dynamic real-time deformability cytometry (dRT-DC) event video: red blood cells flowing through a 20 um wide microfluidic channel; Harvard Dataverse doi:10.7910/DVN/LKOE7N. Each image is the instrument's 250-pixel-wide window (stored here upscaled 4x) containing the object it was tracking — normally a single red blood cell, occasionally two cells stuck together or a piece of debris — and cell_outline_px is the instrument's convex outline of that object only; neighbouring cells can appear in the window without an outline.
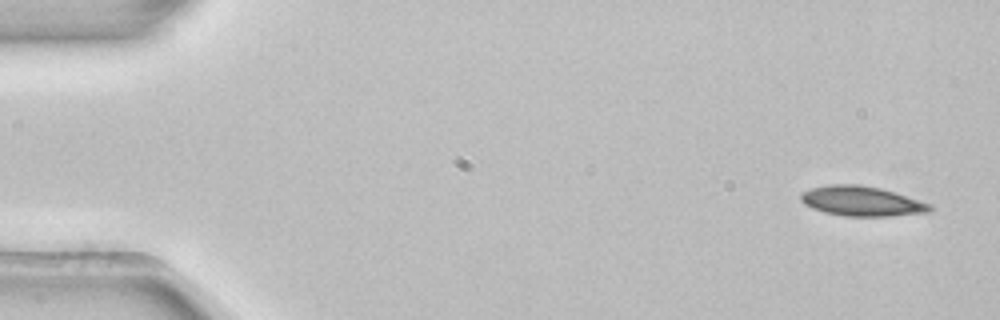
{"species": "common noctule bat (a hibernating species)", "species_latin": "Nyctalus noctula", "temperature_condition": "room temperature", "stored_images_in_passage": 3, "camera_frame_rate_fps": 3000, "um_per_image_px": 0.085, "animal": {"sex": "female", "body_mass_g": 22.7, "forearm_length_mm": 54.2}, "frame": {"image": 1, "passage_image": 1, "time_ms": 0.0, "image_size_px": [1000, 320], "cell_outline_px": [[936, 208], [932, 212], [888, 216], [844, 216], [824, 212], [812, 208], [804, 204], [800, 200], [800, 192], [812, 188], [828, 184], [856, 184], [880, 188], [896, 192], [932, 204]], "centroid_in_image_um": [73.28, 17.1], "position_along_channel_um": 11.7, "area_um2": 22.77}}